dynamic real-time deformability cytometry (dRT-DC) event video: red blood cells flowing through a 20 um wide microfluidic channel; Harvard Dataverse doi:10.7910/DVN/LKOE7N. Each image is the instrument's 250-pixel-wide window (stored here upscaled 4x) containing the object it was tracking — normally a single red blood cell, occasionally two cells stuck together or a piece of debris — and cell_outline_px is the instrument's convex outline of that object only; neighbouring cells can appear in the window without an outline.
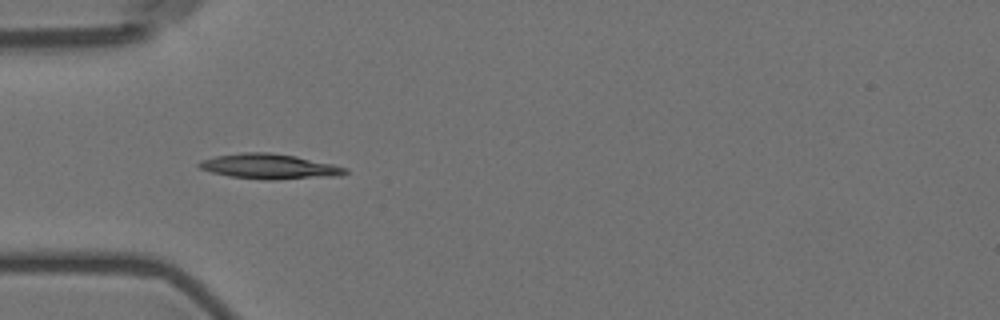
{"species": "Egyptian fruit bat (a non-hibernating species)", "species_latin": "Rousettus aegyptiacus", "temperature_condition": "room temperature", "stored_images_in_passage": 11, "camera_frame_rate_fps": 3000, "um_per_image_px": 0.085, "animal": {"sex": "female"}, "frame": {"image": 1, "passage_image": 3, "time_ms": 3.0, "image_size_px": [1000, 320], "cell_outline_px": [[348, 172], [340, 176], [272, 180], [264, 180], [228, 176], [212, 172], [200, 168], [196, 164], [200, 160], [216, 156], [244, 152], [268, 152], [296, 156], [332, 164], [348, 168]], "centroid_in_image_um": [22.91, 14.15], "position_along_channel_um": 62.1, "area_um2": 21.44}}
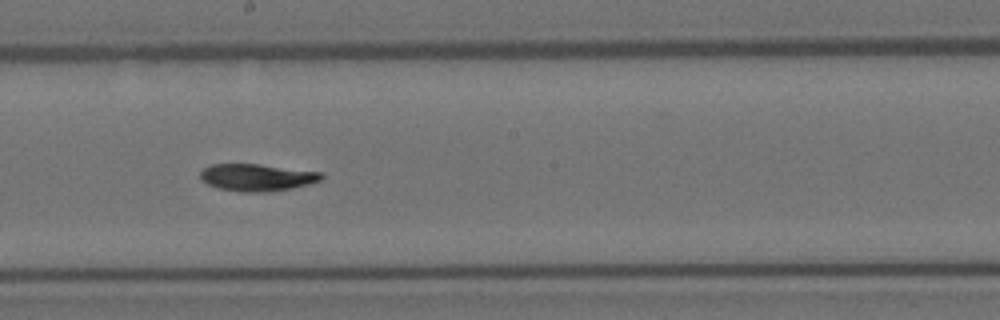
{"frame": {"image": 2, "passage_image": 7, "time_ms": 7.667, "image_size_px": [1000, 320], "cell_outline_px": [[324, 176], [320, 180], [308, 184], [292, 188], [268, 192], [240, 192], [216, 188], [200, 180], [200, 172], [204, 168], [212, 164], [260, 164], [324, 172]], "centroid_in_image_um": [21.84, 15.08], "position_along_channel_um": 226.4, "area_um2": 19.36}}
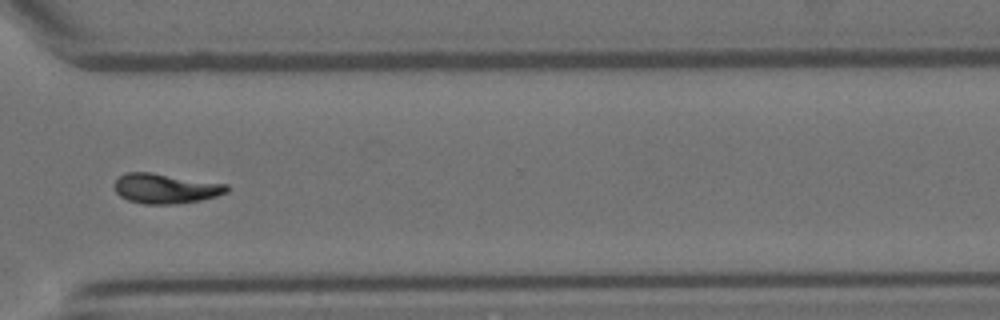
{"frame": {"image": 3, "passage_image": 10, "time_ms": 11.333, "image_size_px": [1000, 320], "cell_outline_px": [[228, 192], [216, 196], [200, 200], [176, 204], [144, 204], [128, 200], [120, 196], [116, 192], [116, 180], [124, 172], [152, 172], [228, 184]], "centroid_in_image_um": [14.08, 16.02], "position_along_channel_um": 356.5, "area_um2": 19.59}, "authors_computed_cell_mechanics": {"area_um2": 19.5942, "velocity_mm_per_s": 3.5673, "shape_relaxation_time_tau1_ms": 10.5645, "shape_relaxation_time_tau2_ms": null, "deformation_change_tau1": 0.2162, "deformation_change_tau2": null}}